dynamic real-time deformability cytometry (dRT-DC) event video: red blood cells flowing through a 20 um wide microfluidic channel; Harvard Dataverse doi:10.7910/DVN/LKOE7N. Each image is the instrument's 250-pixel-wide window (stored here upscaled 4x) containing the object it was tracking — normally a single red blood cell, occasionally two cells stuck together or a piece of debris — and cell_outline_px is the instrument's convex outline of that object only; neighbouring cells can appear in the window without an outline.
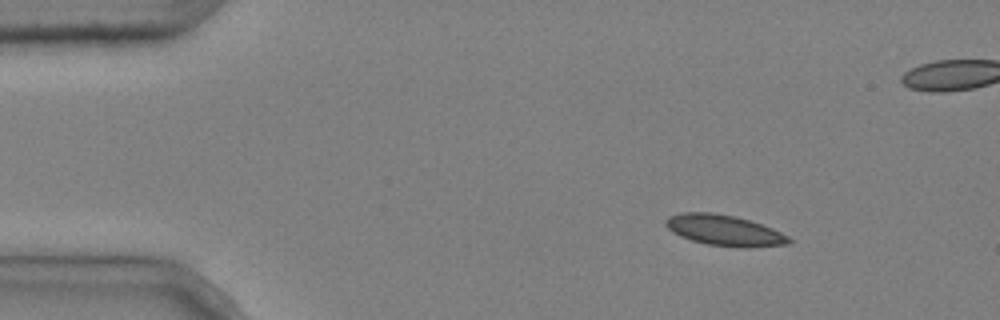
{"species": "common noctule bat (a hibernating species)", "species_latin": "Nyctalus noctula", "temperature_condition": "cold", "stored_images_in_passage": 4, "camera_frame_rate_fps": 3000, "um_per_image_px": 0.085, "animal": {"sex": "male", "body_mass_g": 20.4}, "frame": {"image": 1, "passage_image": 1, "time_ms": 0.0, "image_size_px": [1000, 320], "cell_outline_px": [[792, 244], [748, 248], [736, 248], [708, 244], [692, 240], [680, 236], [672, 232], [664, 224], [664, 220], [668, 216], [680, 212], [712, 212], [736, 216], [772, 228], [788, 236], [792, 240]], "centroid_in_image_um": [61.56, 19.58], "position_along_channel_um": 23.4, "area_um2": 22.37}}